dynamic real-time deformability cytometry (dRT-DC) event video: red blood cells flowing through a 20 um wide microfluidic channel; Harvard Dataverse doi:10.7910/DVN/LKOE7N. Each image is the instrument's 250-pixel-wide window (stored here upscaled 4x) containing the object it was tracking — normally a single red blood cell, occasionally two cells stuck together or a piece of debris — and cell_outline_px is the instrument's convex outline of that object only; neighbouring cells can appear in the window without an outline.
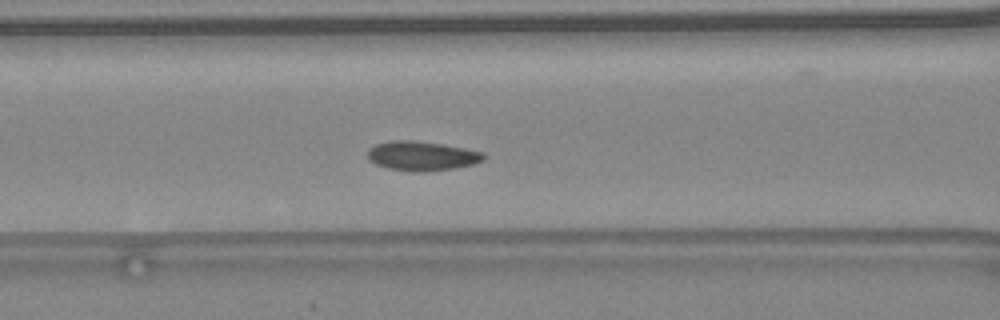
{"species": "common noctule bat (a hibernating species)", "species_latin": "Nyctalus noctula", "temperature_condition": "warm", "stored_images_in_passage": 44, "camera_frame_rate_fps": 3000, "um_per_image_px": 0.085, "animal": {"sex": "female", "body_mass_g": 24.6, "forearm_length_mm": 56.2}, "frame": {"image": 1, "passage_image": 19, "time_ms": 6.0, "image_size_px": [1000, 320], "cell_outline_px": [[484, 160], [472, 164], [456, 168], [420, 172], [412, 172], [388, 168], [376, 164], [368, 160], [368, 148], [376, 144], [392, 140], [412, 140], [444, 144], [484, 152]], "centroid_in_image_um": [35.84, 13.25], "position_along_channel_um": 130.8, "area_um2": 19.94}, "authors_computed_cell_mechanics": {"area_um2": 18.9873, "velocity_mm_per_s": 4.4834, "shape_relaxation_time_tau1_ms": 1.3349, "shape_relaxation_time_tau2_ms": 6.169, "deformation_change_tau1": 0.0402, "deformation_change_tau2": 0.1269}}